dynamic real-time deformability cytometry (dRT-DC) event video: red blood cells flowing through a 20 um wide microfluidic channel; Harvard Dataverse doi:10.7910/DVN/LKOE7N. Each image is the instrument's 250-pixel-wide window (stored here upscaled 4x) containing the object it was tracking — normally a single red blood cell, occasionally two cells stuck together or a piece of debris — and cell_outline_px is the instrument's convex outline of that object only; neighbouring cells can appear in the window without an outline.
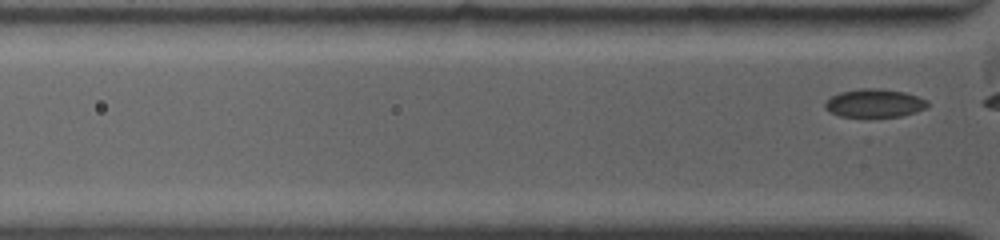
{"species": "common noctule bat (a hibernating species)", "species_latin": "Nyctalus noctula", "temperature_condition": "warm", "stored_images_in_passage": 2, "camera_frame_rate_fps": 4500, "um_per_image_px": 0.085, "animal": {"sex": "female", "body_mass_g": 19.0, "forearm_length_mm": 53.3}, "frame": {"image": 1, "passage_image": 2, "time_ms": 0.444, "image_size_px": [1000, 240], "cell_outline_px": [[928, 104], [924, 108], [916, 112], [900, 116], [840, 116], [824, 108], [824, 104], [832, 96], [840, 92], [860, 88], [876, 88], [904, 92], [928, 100]], "centroid_in_image_um": [74.33, 8.76], "position_along_channel_um": 51.5, "area_um2": 16.59}}